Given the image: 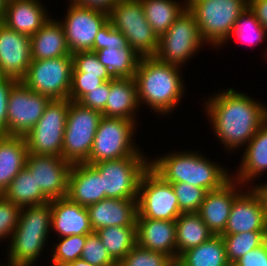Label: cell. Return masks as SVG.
I'll list each match as a JSON object with an SVG mask.
<instances>
[{"instance_id": "1", "label": "cell", "mask_w": 267, "mask_h": 266, "mask_svg": "<svg viewBox=\"0 0 267 266\" xmlns=\"http://www.w3.org/2000/svg\"><path fill=\"white\" fill-rule=\"evenodd\" d=\"M211 95L203 109L216 138L224 144L225 151L235 152L246 146L267 121V105L234 88Z\"/></svg>"}, {"instance_id": "2", "label": "cell", "mask_w": 267, "mask_h": 266, "mask_svg": "<svg viewBox=\"0 0 267 266\" xmlns=\"http://www.w3.org/2000/svg\"><path fill=\"white\" fill-rule=\"evenodd\" d=\"M180 70L179 66L162 62L155 56L141 57L134 75L139 105L144 103L163 116L173 112L186 87Z\"/></svg>"}, {"instance_id": "3", "label": "cell", "mask_w": 267, "mask_h": 266, "mask_svg": "<svg viewBox=\"0 0 267 266\" xmlns=\"http://www.w3.org/2000/svg\"><path fill=\"white\" fill-rule=\"evenodd\" d=\"M193 150L150 159V167L169 183L185 182L208 191L221 188L233 173Z\"/></svg>"}, {"instance_id": "4", "label": "cell", "mask_w": 267, "mask_h": 266, "mask_svg": "<svg viewBox=\"0 0 267 266\" xmlns=\"http://www.w3.org/2000/svg\"><path fill=\"white\" fill-rule=\"evenodd\" d=\"M51 219L50 202L21 208L18 225L9 240L6 266H33L36 263L51 234Z\"/></svg>"}, {"instance_id": "5", "label": "cell", "mask_w": 267, "mask_h": 266, "mask_svg": "<svg viewBox=\"0 0 267 266\" xmlns=\"http://www.w3.org/2000/svg\"><path fill=\"white\" fill-rule=\"evenodd\" d=\"M247 7L248 0H187L202 40L215 49L227 43L237 18Z\"/></svg>"}, {"instance_id": "6", "label": "cell", "mask_w": 267, "mask_h": 266, "mask_svg": "<svg viewBox=\"0 0 267 266\" xmlns=\"http://www.w3.org/2000/svg\"><path fill=\"white\" fill-rule=\"evenodd\" d=\"M136 122L130 119L102 116L93 140L89 158L92 165L102 161L117 160L132 155H144L133 140ZM143 153V154H142Z\"/></svg>"}, {"instance_id": "7", "label": "cell", "mask_w": 267, "mask_h": 266, "mask_svg": "<svg viewBox=\"0 0 267 266\" xmlns=\"http://www.w3.org/2000/svg\"><path fill=\"white\" fill-rule=\"evenodd\" d=\"M109 22L127 39L139 57L155 56L159 37L145 18L140 0H119L108 12Z\"/></svg>"}, {"instance_id": "8", "label": "cell", "mask_w": 267, "mask_h": 266, "mask_svg": "<svg viewBox=\"0 0 267 266\" xmlns=\"http://www.w3.org/2000/svg\"><path fill=\"white\" fill-rule=\"evenodd\" d=\"M102 177L106 198L137 200L139 183L150 167V158L132 155L91 165Z\"/></svg>"}, {"instance_id": "9", "label": "cell", "mask_w": 267, "mask_h": 266, "mask_svg": "<svg viewBox=\"0 0 267 266\" xmlns=\"http://www.w3.org/2000/svg\"><path fill=\"white\" fill-rule=\"evenodd\" d=\"M102 113L70 100L61 157L73 164L85 163Z\"/></svg>"}, {"instance_id": "10", "label": "cell", "mask_w": 267, "mask_h": 266, "mask_svg": "<svg viewBox=\"0 0 267 266\" xmlns=\"http://www.w3.org/2000/svg\"><path fill=\"white\" fill-rule=\"evenodd\" d=\"M204 44L194 15L186 9L159 37L155 57L167 64L183 67Z\"/></svg>"}, {"instance_id": "11", "label": "cell", "mask_w": 267, "mask_h": 266, "mask_svg": "<svg viewBox=\"0 0 267 266\" xmlns=\"http://www.w3.org/2000/svg\"><path fill=\"white\" fill-rule=\"evenodd\" d=\"M72 71V54L46 60H32L21 81L32 91L50 100L69 99Z\"/></svg>"}, {"instance_id": "12", "label": "cell", "mask_w": 267, "mask_h": 266, "mask_svg": "<svg viewBox=\"0 0 267 266\" xmlns=\"http://www.w3.org/2000/svg\"><path fill=\"white\" fill-rule=\"evenodd\" d=\"M137 218L175 221L180 211L172 184L149 167L139 183Z\"/></svg>"}, {"instance_id": "13", "label": "cell", "mask_w": 267, "mask_h": 266, "mask_svg": "<svg viewBox=\"0 0 267 266\" xmlns=\"http://www.w3.org/2000/svg\"><path fill=\"white\" fill-rule=\"evenodd\" d=\"M70 100H50L42 117L24 136L28 153L61 156Z\"/></svg>"}, {"instance_id": "14", "label": "cell", "mask_w": 267, "mask_h": 266, "mask_svg": "<svg viewBox=\"0 0 267 266\" xmlns=\"http://www.w3.org/2000/svg\"><path fill=\"white\" fill-rule=\"evenodd\" d=\"M50 99L17 81L9 92L7 136H25L42 117Z\"/></svg>"}, {"instance_id": "15", "label": "cell", "mask_w": 267, "mask_h": 266, "mask_svg": "<svg viewBox=\"0 0 267 266\" xmlns=\"http://www.w3.org/2000/svg\"><path fill=\"white\" fill-rule=\"evenodd\" d=\"M62 24L71 54L92 51L98 31L109 21L108 12L69 2Z\"/></svg>"}, {"instance_id": "16", "label": "cell", "mask_w": 267, "mask_h": 266, "mask_svg": "<svg viewBox=\"0 0 267 266\" xmlns=\"http://www.w3.org/2000/svg\"><path fill=\"white\" fill-rule=\"evenodd\" d=\"M25 167L49 201L67 196L72 164L61 156L28 153Z\"/></svg>"}, {"instance_id": "17", "label": "cell", "mask_w": 267, "mask_h": 266, "mask_svg": "<svg viewBox=\"0 0 267 266\" xmlns=\"http://www.w3.org/2000/svg\"><path fill=\"white\" fill-rule=\"evenodd\" d=\"M31 61L30 37L0 22V76L21 81Z\"/></svg>"}, {"instance_id": "18", "label": "cell", "mask_w": 267, "mask_h": 266, "mask_svg": "<svg viewBox=\"0 0 267 266\" xmlns=\"http://www.w3.org/2000/svg\"><path fill=\"white\" fill-rule=\"evenodd\" d=\"M241 191L235 198L224 232L221 235L241 232L266 231L262 202L257 193L250 187Z\"/></svg>"}, {"instance_id": "19", "label": "cell", "mask_w": 267, "mask_h": 266, "mask_svg": "<svg viewBox=\"0 0 267 266\" xmlns=\"http://www.w3.org/2000/svg\"><path fill=\"white\" fill-rule=\"evenodd\" d=\"M243 187L239 181L231 178L221 188L206 192L197 213L214 235L224 232L234 198Z\"/></svg>"}, {"instance_id": "20", "label": "cell", "mask_w": 267, "mask_h": 266, "mask_svg": "<svg viewBox=\"0 0 267 266\" xmlns=\"http://www.w3.org/2000/svg\"><path fill=\"white\" fill-rule=\"evenodd\" d=\"M51 231L58 233V238L71 235H87L93 233L88 210L73 202L68 197L51 200Z\"/></svg>"}, {"instance_id": "21", "label": "cell", "mask_w": 267, "mask_h": 266, "mask_svg": "<svg viewBox=\"0 0 267 266\" xmlns=\"http://www.w3.org/2000/svg\"><path fill=\"white\" fill-rule=\"evenodd\" d=\"M87 210L94 232L109 226L136 227L137 200L105 198Z\"/></svg>"}, {"instance_id": "22", "label": "cell", "mask_w": 267, "mask_h": 266, "mask_svg": "<svg viewBox=\"0 0 267 266\" xmlns=\"http://www.w3.org/2000/svg\"><path fill=\"white\" fill-rule=\"evenodd\" d=\"M41 0H7L1 21L9 29L31 37L50 18Z\"/></svg>"}, {"instance_id": "23", "label": "cell", "mask_w": 267, "mask_h": 266, "mask_svg": "<svg viewBox=\"0 0 267 266\" xmlns=\"http://www.w3.org/2000/svg\"><path fill=\"white\" fill-rule=\"evenodd\" d=\"M136 236L139 246L164 253L176 261L175 221L137 218Z\"/></svg>"}, {"instance_id": "24", "label": "cell", "mask_w": 267, "mask_h": 266, "mask_svg": "<svg viewBox=\"0 0 267 266\" xmlns=\"http://www.w3.org/2000/svg\"><path fill=\"white\" fill-rule=\"evenodd\" d=\"M66 197L86 208L104 200L106 196L103 193L101 175L89 164H73Z\"/></svg>"}, {"instance_id": "25", "label": "cell", "mask_w": 267, "mask_h": 266, "mask_svg": "<svg viewBox=\"0 0 267 266\" xmlns=\"http://www.w3.org/2000/svg\"><path fill=\"white\" fill-rule=\"evenodd\" d=\"M244 150L240 166L232 178L250 187L248 183L253 185L254 179L267 172V121L244 146Z\"/></svg>"}, {"instance_id": "26", "label": "cell", "mask_w": 267, "mask_h": 266, "mask_svg": "<svg viewBox=\"0 0 267 266\" xmlns=\"http://www.w3.org/2000/svg\"><path fill=\"white\" fill-rule=\"evenodd\" d=\"M32 60H46L71 55L60 20L50 18L30 37Z\"/></svg>"}, {"instance_id": "27", "label": "cell", "mask_w": 267, "mask_h": 266, "mask_svg": "<svg viewBox=\"0 0 267 266\" xmlns=\"http://www.w3.org/2000/svg\"><path fill=\"white\" fill-rule=\"evenodd\" d=\"M137 108L141 107L138 103L137 86L134 77L110 80V92L105 109L101 112L102 116L130 119L137 122Z\"/></svg>"}, {"instance_id": "28", "label": "cell", "mask_w": 267, "mask_h": 266, "mask_svg": "<svg viewBox=\"0 0 267 266\" xmlns=\"http://www.w3.org/2000/svg\"><path fill=\"white\" fill-rule=\"evenodd\" d=\"M27 156L24 136L0 135V195L25 167Z\"/></svg>"}, {"instance_id": "29", "label": "cell", "mask_w": 267, "mask_h": 266, "mask_svg": "<svg viewBox=\"0 0 267 266\" xmlns=\"http://www.w3.org/2000/svg\"><path fill=\"white\" fill-rule=\"evenodd\" d=\"M176 261L186 250L199 246L214 234L197 212L182 213L176 220Z\"/></svg>"}, {"instance_id": "30", "label": "cell", "mask_w": 267, "mask_h": 266, "mask_svg": "<svg viewBox=\"0 0 267 266\" xmlns=\"http://www.w3.org/2000/svg\"><path fill=\"white\" fill-rule=\"evenodd\" d=\"M147 22L160 37L187 9V0H140Z\"/></svg>"}, {"instance_id": "31", "label": "cell", "mask_w": 267, "mask_h": 266, "mask_svg": "<svg viewBox=\"0 0 267 266\" xmlns=\"http://www.w3.org/2000/svg\"><path fill=\"white\" fill-rule=\"evenodd\" d=\"M181 266H228L221 235H214L199 246L184 251L177 259Z\"/></svg>"}, {"instance_id": "32", "label": "cell", "mask_w": 267, "mask_h": 266, "mask_svg": "<svg viewBox=\"0 0 267 266\" xmlns=\"http://www.w3.org/2000/svg\"><path fill=\"white\" fill-rule=\"evenodd\" d=\"M20 208L50 202L37 187L34 176L24 167L2 194Z\"/></svg>"}, {"instance_id": "33", "label": "cell", "mask_w": 267, "mask_h": 266, "mask_svg": "<svg viewBox=\"0 0 267 266\" xmlns=\"http://www.w3.org/2000/svg\"><path fill=\"white\" fill-rule=\"evenodd\" d=\"M95 232L117 264L137 244L136 227L109 226Z\"/></svg>"}, {"instance_id": "34", "label": "cell", "mask_w": 267, "mask_h": 266, "mask_svg": "<svg viewBox=\"0 0 267 266\" xmlns=\"http://www.w3.org/2000/svg\"><path fill=\"white\" fill-rule=\"evenodd\" d=\"M95 53L114 78L134 77L140 57L129 46L124 49L103 48Z\"/></svg>"}, {"instance_id": "35", "label": "cell", "mask_w": 267, "mask_h": 266, "mask_svg": "<svg viewBox=\"0 0 267 266\" xmlns=\"http://www.w3.org/2000/svg\"><path fill=\"white\" fill-rule=\"evenodd\" d=\"M226 257L229 263L236 262L252 249L266 241V231L241 232L238 234L221 235Z\"/></svg>"}, {"instance_id": "36", "label": "cell", "mask_w": 267, "mask_h": 266, "mask_svg": "<svg viewBox=\"0 0 267 266\" xmlns=\"http://www.w3.org/2000/svg\"><path fill=\"white\" fill-rule=\"evenodd\" d=\"M267 36L266 29L257 20L255 14L247 7L237 18L233 31L228 40L232 37L252 47L263 42Z\"/></svg>"}, {"instance_id": "37", "label": "cell", "mask_w": 267, "mask_h": 266, "mask_svg": "<svg viewBox=\"0 0 267 266\" xmlns=\"http://www.w3.org/2000/svg\"><path fill=\"white\" fill-rule=\"evenodd\" d=\"M60 240V241H59ZM87 235H71L58 239L51 252L50 266H65L81 257Z\"/></svg>"}, {"instance_id": "38", "label": "cell", "mask_w": 267, "mask_h": 266, "mask_svg": "<svg viewBox=\"0 0 267 266\" xmlns=\"http://www.w3.org/2000/svg\"><path fill=\"white\" fill-rule=\"evenodd\" d=\"M173 262L164 253L151 251L136 244L118 266H172Z\"/></svg>"}, {"instance_id": "39", "label": "cell", "mask_w": 267, "mask_h": 266, "mask_svg": "<svg viewBox=\"0 0 267 266\" xmlns=\"http://www.w3.org/2000/svg\"><path fill=\"white\" fill-rule=\"evenodd\" d=\"M72 73H85V75H99L104 81L113 80L109 70L99 61L97 54L93 51H79L72 54Z\"/></svg>"}, {"instance_id": "40", "label": "cell", "mask_w": 267, "mask_h": 266, "mask_svg": "<svg viewBox=\"0 0 267 266\" xmlns=\"http://www.w3.org/2000/svg\"><path fill=\"white\" fill-rule=\"evenodd\" d=\"M182 213L198 212L206 195V190L185 182L171 183Z\"/></svg>"}, {"instance_id": "41", "label": "cell", "mask_w": 267, "mask_h": 266, "mask_svg": "<svg viewBox=\"0 0 267 266\" xmlns=\"http://www.w3.org/2000/svg\"><path fill=\"white\" fill-rule=\"evenodd\" d=\"M80 258L93 266H118L96 232L87 234V240Z\"/></svg>"}, {"instance_id": "42", "label": "cell", "mask_w": 267, "mask_h": 266, "mask_svg": "<svg viewBox=\"0 0 267 266\" xmlns=\"http://www.w3.org/2000/svg\"><path fill=\"white\" fill-rule=\"evenodd\" d=\"M21 208L0 195V241L11 238L18 225Z\"/></svg>"}, {"instance_id": "43", "label": "cell", "mask_w": 267, "mask_h": 266, "mask_svg": "<svg viewBox=\"0 0 267 266\" xmlns=\"http://www.w3.org/2000/svg\"><path fill=\"white\" fill-rule=\"evenodd\" d=\"M128 42L126 37L116 30L108 21L97 33L92 51L96 52L103 48L124 49L127 48Z\"/></svg>"}, {"instance_id": "44", "label": "cell", "mask_w": 267, "mask_h": 266, "mask_svg": "<svg viewBox=\"0 0 267 266\" xmlns=\"http://www.w3.org/2000/svg\"><path fill=\"white\" fill-rule=\"evenodd\" d=\"M105 81L99 75H85V73H72L69 100L79 102L88 92L98 88Z\"/></svg>"}, {"instance_id": "45", "label": "cell", "mask_w": 267, "mask_h": 266, "mask_svg": "<svg viewBox=\"0 0 267 266\" xmlns=\"http://www.w3.org/2000/svg\"><path fill=\"white\" fill-rule=\"evenodd\" d=\"M110 92V81H105L98 88L88 92L79 103L86 108L102 112L105 109L106 101Z\"/></svg>"}, {"instance_id": "46", "label": "cell", "mask_w": 267, "mask_h": 266, "mask_svg": "<svg viewBox=\"0 0 267 266\" xmlns=\"http://www.w3.org/2000/svg\"><path fill=\"white\" fill-rule=\"evenodd\" d=\"M17 80L0 76V135L7 136V107L9 92Z\"/></svg>"}, {"instance_id": "47", "label": "cell", "mask_w": 267, "mask_h": 266, "mask_svg": "<svg viewBox=\"0 0 267 266\" xmlns=\"http://www.w3.org/2000/svg\"><path fill=\"white\" fill-rule=\"evenodd\" d=\"M267 261V242L252 249L239 260L236 261L240 266H266Z\"/></svg>"}, {"instance_id": "48", "label": "cell", "mask_w": 267, "mask_h": 266, "mask_svg": "<svg viewBox=\"0 0 267 266\" xmlns=\"http://www.w3.org/2000/svg\"><path fill=\"white\" fill-rule=\"evenodd\" d=\"M248 7L267 31V0H248Z\"/></svg>"}, {"instance_id": "49", "label": "cell", "mask_w": 267, "mask_h": 266, "mask_svg": "<svg viewBox=\"0 0 267 266\" xmlns=\"http://www.w3.org/2000/svg\"><path fill=\"white\" fill-rule=\"evenodd\" d=\"M119 0H70L71 3L109 12Z\"/></svg>"}, {"instance_id": "50", "label": "cell", "mask_w": 267, "mask_h": 266, "mask_svg": "<svg viewBox=\"0 0 267 266\" xmlns=\"http://www.w3.org/2000/svg\"><path fill=\"white\" fill-rule=\"evenodd\" d=\"M251 187L257 193V195L259 196V198L262 202L265 218L267 221V183L266 182H265V184L260 183V185L256 184L255 186L251 185Z\"/></svg>"}, {"instance_id": "51", "label": "cell", "mask_w": 267, "mask_h": 266, "mask_svg": "<svg viewBox=\"0 0 267 266\" xmlns=\"http://www.w3.org/2000/svg\"><path fill=\"white\" fill-rule=\"evenodd\" d=\"M65 266H93V265H91L88 262H86L85 260L79 258L73 262L67 263Z\"/></svg>"}, {"instance_id": "52", "label": "cell", "mask_w": 267, "mask_h": 266, "mask_svg": "<svg viewBox=\"0 0 267 266\" xmlns=\"http://www.w3.org/2000/svg\"><path fill=\"white\" fill-rule=\"evenodd\" d=\"M7 0H0V22L4 17V12L6 8Z\"/></svg>"}, {"instance_id": "53", "label": "cell", "mask_w": 267, "mask_h": 266, "mask_svg": "<svg viewBox=\"0 0 267 266\" xmlns=\"http://www.w3.org/2000/svg\"><path fill=\"white\" fill-rule=\"evenodd\" d=\"M228 266H240V265L237 264L236 262H233V263H229Z\"/></svg>"}, {"instance_id": "54", "label": "cell", "mask_w": 267, "mask_h": 266, "mask_svg": "<svg viewBox=\"0 0 267 266\" xmlns=\"http://www.w3.org/2000/svg\"><path fill=\"white\" fill-rule=\"evenodd\" d=\"M172 266H181L177 261H174Z\"/></svg>"}]
</instances>
